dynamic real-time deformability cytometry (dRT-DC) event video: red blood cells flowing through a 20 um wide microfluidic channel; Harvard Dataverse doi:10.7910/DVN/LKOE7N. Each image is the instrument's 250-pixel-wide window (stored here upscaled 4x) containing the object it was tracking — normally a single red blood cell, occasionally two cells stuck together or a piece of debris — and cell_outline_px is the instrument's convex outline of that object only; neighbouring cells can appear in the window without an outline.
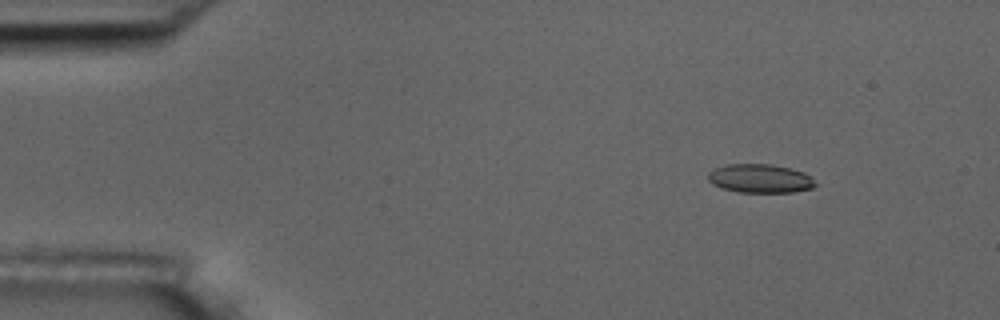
{"species": "common noctule bat (a hibernating species)", "species_latin": "Nyctalus noctula", "temperature_condition": "room temperature", "stored_images_in_passage": 10, "camera_frame_rate_fps": 3000, "um_per_image_px": 0.085, "animal": {"sex": "male", "body_mass_g": 17.5, "forearm_length_mm": 52.3}, "frame": {"image": 1, "passage_image": 1, "time_ms": 0.0, "image_size_px": [1000, 320], "cell_outline_px": [[816, 184], [812, 188], [792, 192], [736, 192], [712, 184], [708, 180], [708, 172], [716, 168], [728, 164], [772, 164], [804, 172]], "centroid_in_image_um": [64.57, 15.17], "position_along_channel_um": 20.4, "area_um2": 17.74}}
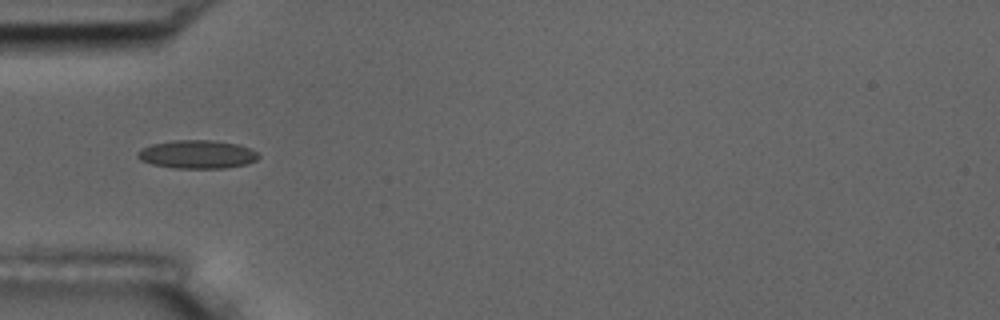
{"frame": {"image": 2, "passage_image": 4, "time_ms": 3.667, "image_size_px": [1000, 320], "cell_outline_px": [[260, 156], [256, 160], [248, 164], [224, 168], [172, 168], [152, 164], [140, 160], [136, 156], [136, 152], [140, 148], [152, 144], [172, 140], [212, 140], [240, 144], [256, 152]], "centroid_in_image_um": [16.73, 13.12], "position_along_channel_um": 68.3, "area_um2": 20.17}}
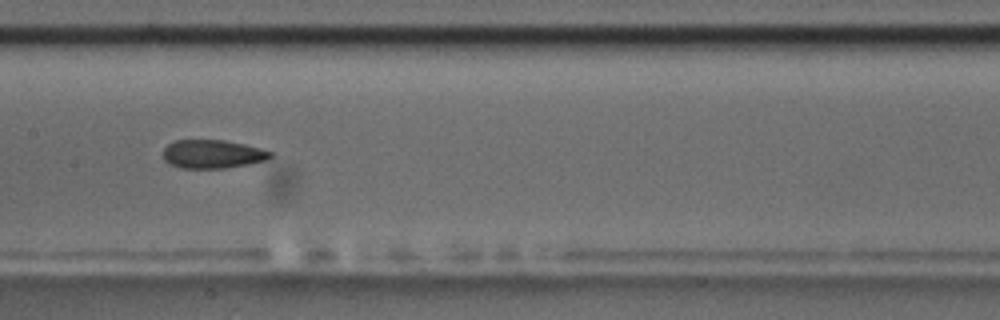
{"frame": {"image": 3, "passage_image": 7, "time_ms": 7.0, "image_size_px": [1000, 320], "cell_outline_px": [[272, 156], [268, 160], [248, 164], [224, 168], [180, 168], [168, 164], [164, 160], [164, 148], [168, 144], [176, 140], [224, 140], [244, 144], [260, 148], [272, 152]], "centroid_in_image_um": [18.06, 13.1], "position_along_channel_um": 189.3, "area_um2": 17.86}}